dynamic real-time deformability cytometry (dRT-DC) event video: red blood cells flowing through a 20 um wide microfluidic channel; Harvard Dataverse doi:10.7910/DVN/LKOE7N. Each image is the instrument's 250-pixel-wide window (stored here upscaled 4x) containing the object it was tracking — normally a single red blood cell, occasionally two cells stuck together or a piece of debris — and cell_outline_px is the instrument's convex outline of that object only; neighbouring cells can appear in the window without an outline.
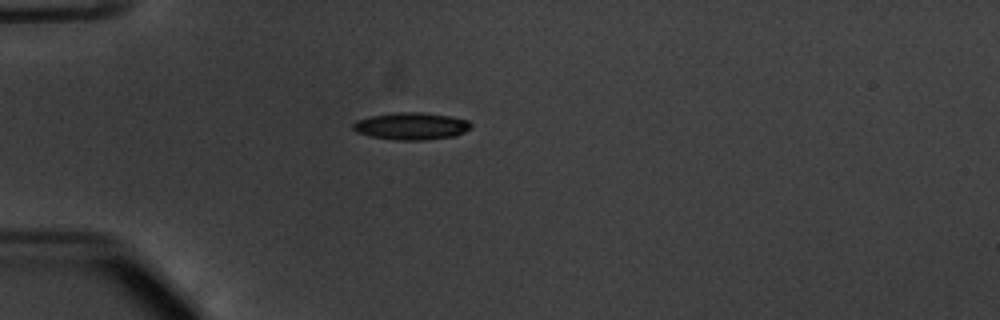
{"species": "common noctule bat (a hibernating species)", "species_latin": "Nyctalus noctula", "temperature_condition": "warm", "stored_images_in_passage": 39, "camera_frame_rate_fps": 3000, "um_per_image_px": 0.085, "animal": {"sex": "male", "body_mass_g": 20.1, "forearm_length_mm": 53.5}, "frame": {"image": 1, "passage_image": 1, "time_ms": 0.0, "image_size_px": [1000, 320], "cell_outline_px": [[472, 128], [456, 136], [424, 140], [396, 140], [372, 136], [356, 132], [352, 128], [352, 124], [356, 120], [372, 116], [392, 112], [420, 112], [448, 116], [468, 120], [472, 124]], "centroid_in_image_um": [34.97, 10.72], "position_along_channel_um": 50.0, "area_um2": 18.73}}
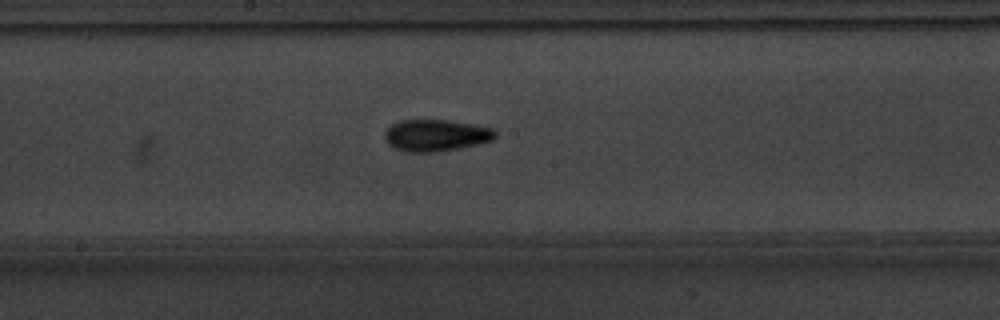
{"frame": {"image": 2, "passage_image": 15, "time_ms": 4.667, "image_size_px": [1000, 320], "cell_outline_px": [[496, 136], [492, 140], [460, 148], [436, 152], [404, 152], [388, 144], [384, 136], [384, 132], [392, 124], [400, 120], [448, 120], [476, 124], [496, 128]], "centroid_in_image_um": [37.07, 11.5], "position_along_channel_um": 211.1, "area_um2": 20.63}}
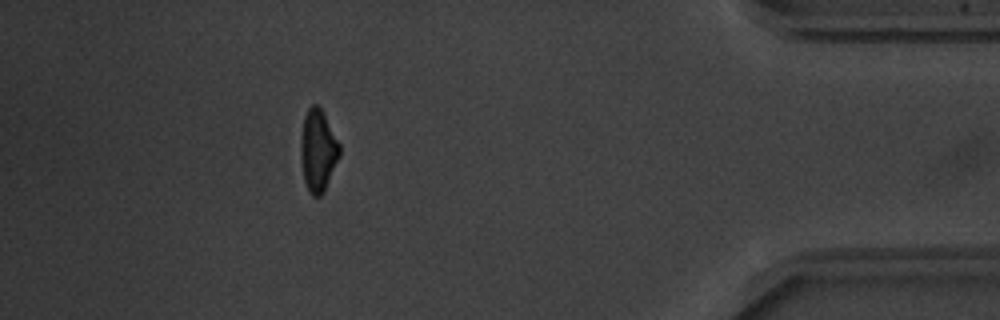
{"frame": {"image": 3, "passage_image": 34, "time_ms": 11.0, "image_size_px": [1000, 320], "cell_outline_px": [[340, 156], [324, 192], [320, 196], [312, 196], [308, 192], [304, 180], [300, 156], [300, 136], [304, 116], [308, 108], [312, 104], [316, 104], [320, 108], [340, 144]], "centroid_in_image_um": [27.01, 12.82], "position_along_channel_um": 408.2, "area_um2": 18.67}, "authors_computed_cell_mechanics": {"area_um2": 18.9584, "velocity_mm_per_s": 3.8094, "shape_relaxation_time_tau1_ms": 3.0715, "shape_relaxation_time_tau2_ms": 5.1861, "deformation_change_tau1": 0.1561, "deformation_change_tau2": 0.1017}}